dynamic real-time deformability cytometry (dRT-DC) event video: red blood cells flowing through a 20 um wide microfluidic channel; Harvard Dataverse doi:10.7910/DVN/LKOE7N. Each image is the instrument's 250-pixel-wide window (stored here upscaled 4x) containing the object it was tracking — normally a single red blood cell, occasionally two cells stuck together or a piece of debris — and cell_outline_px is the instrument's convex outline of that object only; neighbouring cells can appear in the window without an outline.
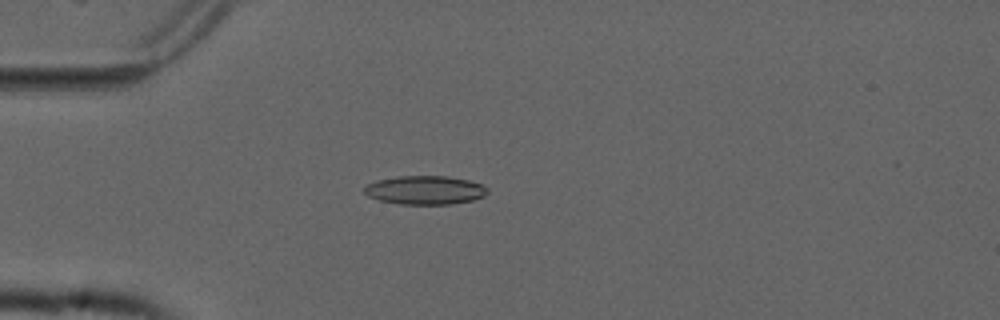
{"species": "common noctule bat (a hibernating species)", "species_latin": "Nyctalus noctula", "temperature_condition": "cold", "stored_images_in_passage": 54, "camera_frame_rate_fps": 3000, "um_per_image_px": 0.085, "animal": {"sex": "male", "forearm_length_mm": 52.5}, "frame": {"image": 1, "passage_image": 15, "time_ms": 4.667, "image_size_px": [1000, 320], "cell_outline_px": [[488, 192], [484, 196], [472, 200], [452, 204], [400, 204], [380, 200], [368, 196], [364, 192], [364, 188], [368, 184], [376, 180], [396, 176], [448, 176], [468, 180], [480, 184], [488, 188]], "centroid_in_image_um": [36.13, 16.15], "position_along_channel_um": 48.9, "area_um2": 20.58}}
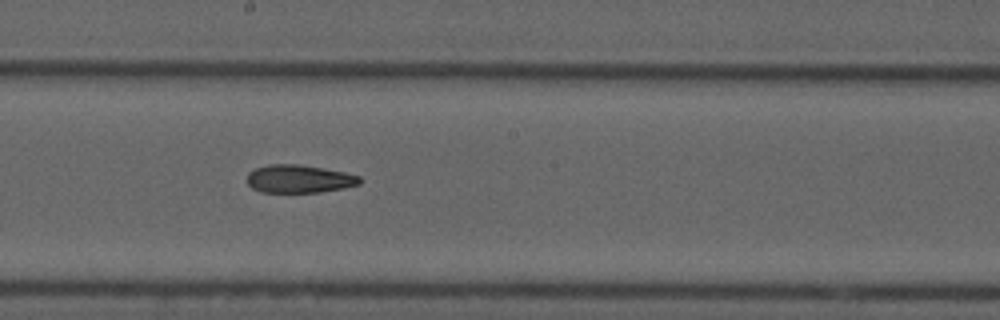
{"frame": {"image": 2, "passage_image": 30, "time_ms": 9.667, "image_size_px": [1000, 320], "cell_outline_px": [[360, 184], [344, 188], [320, 192], [260, 192], [252, 188], [248, 184], [248, 172], [256, 168], [268, 164], [296, 164], [344, 172], [360, 176]], "centroid_in_image_um": [25.4, 15.21], "position_along_channel_um": 222.8, "area_um2": 18.26}}
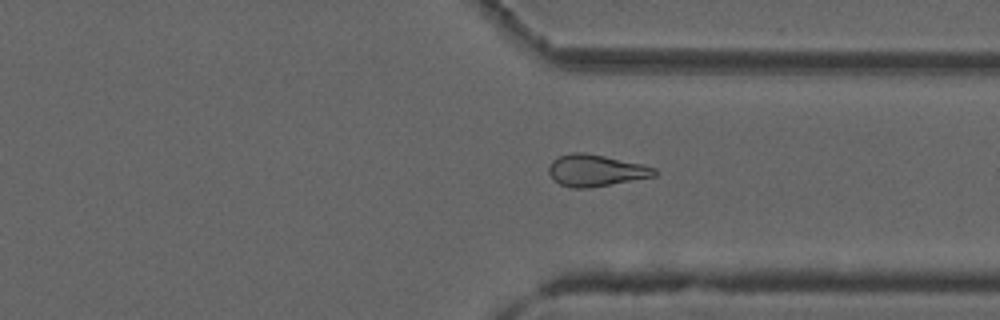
{"frame": {"image": 3, "passage_image": 41, "time_ms": 13.333, "image_size_px": [1000, 320], "cell_outline_px": [[656, 176], [588, 188], [572, 188], [560, 184], [552, 180], [548, 172], [548, 168], [552, 160], [560, 156], [572, 152], [584, 152], [604, 156], [640, 164], [656, 168]], "centroid_in_image_um": [50.59, 14.49], "position_along_channel_um": 360.8, "area_um2": 19.42}, "authors_computed_cell_mechanics": {"area_um2": 19.4786, "velocity_mm_per_s": 3.7691, "shape_relaxation_time_tau1_ms": null, "shape_relaxation_time_tau2_ms": 6.4505, "deformation_change_tau1": null, "deformation_change_tau2": 0.1714}}